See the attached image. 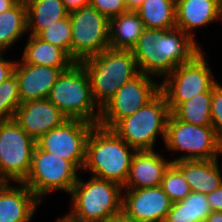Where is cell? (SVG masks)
<instances>
[{
    "label": "cell",
    "instance_id": "6da1fadb",
    "mask_svg": "<svg viewBox=\"0 0 222 222\" xmlns=\"http://www.w3.org/2000/svg\"><path fill=\"white\" fill-rule=\"evenodd\" d=\"M202 50L186 32L173 29H147L132 48L140 73L165 78L180 64L189 62Z\"/></svg>",
    "mask_w": 222,
    "mask_h": 222
},
{
    "label": "cell",
    "instance_id": "7a4b0ae2",
    "mask_svg": "<svg viewBox=\"0 0 222 222\" xmlns=\"http://www.w3.org/2000/svg\"><path fill=\"white\" fill-rule=\"evenodd\" d=\"M135 153L112 129L95 125L87 138L83 171L123 186Z\"/></svg>",
    "mask_w": 222,
    "mask_h": 222
},
{
    "label": "cell",
    "instance_id": "3957f363",
    "mask_svg": "<svg viewBox=\"0 0 222 222\" xmlns=\"http://www.w3.org/2000/svg\"><path fill=\"white\" fill-rule=\"evenodd\" d=\"M79 178L70 195L71 209L67 215L77 222H109L122 214V186L94 176Z\"/></svg>",
    "mask_w": 222,
    "mask_h": 222
},
{
    "label": "cell",
    "instance_id": "277c9868",
    "mask_svg": "<svg viewBox=\"0 0 222 222\" xmlns=\"http://www.w3.org/2000/svg\"><path fill=\"white\" fill-rule=\"evenodd\" d=\"M80 63L89 75L92 95L100 108L120 87L140 74L131 50L107 48Z\"/></svg>",
    "mask_w": 222,
    "mask_h": 222
},
{
    "label": "cell",
    "instance_id": "5b68a950",
    "mask_svg": "<svg viewBox=\"0 0 222 222\" xmlns=\"http://www.w3.org/2000/svg\"><path fill=\"white\" fill-rule=\"evenodd\" d=\"M47 99L69 119H81L98 125L101 108L92 95L89 75L81 63L63 71Z\"/></svg>",
    "mask_w": 222,
    "mask_h": 222
},
{
    "label": "cell",
    "instance_id": "8992f818",
    "mask_svg": "<svg viewBox=\"0 0 222 222\" xmlns=\"http://www.w3.org/2000/svg\"><path fill=\"white\" fill-rule=\"evenodd\" d=\"M170 109L160 91L131 115L120 119L111 129L136 151L155 150L158 135L165 140Z\"/></svg>",
    "mask_w": 222,
    "mask_h": 222
},
{
    "label": "cell",
    "instance_id": "52a82bcc",
    "mask_svg": "<svg viewBox=\"0 0 222 222\" xmlns=\"http://www.w3.org/2000/svg\"><path fill=\"white\" fill-rule=\"evenodd\" d=\"M204 52L202 49L189 62L180 64L160 82V91L165 95L171 113L181 103L212 90L218 84Z\"/></svg>",
    "mask_w": 222,
    "mask_h": 222
},
{
    "label": "cell",
    "instance_id": "ba28073f",
    "mask_svg": "<svg viewBox=\"0 0 222 222\" xmlns=\"http://www.w3.org/2000/svg\"><path fill=\"white\" fill-rule=\"evenodd\" d=\"M165 149L171 152H185L182 156L170 159L212 160L219 157V139L212 126L188 124L170 113L165 134Z\"/></svg>",
    "mask_w": 222,
    "mask_h": 222
},
{
    "label": "cell",
    "instance_id": "9c48e42d",
    "mask_svg": "<svg viewBox=\"0 0 222 222\" xmlns=\"http://www.w3.org/2000/svg\"><path fill=\"white\" fill-rule=\"evenodd\" d=\"M79 170L69 161L40 149L37 145L32 154L31 168L22 182L42 202L53 191L68 195L79 178Z\"/></svg>",
    "mask_w": 222,
    "mask_h": 222
},
{
    "label": "cell",
    "instance_id": "30bf717a",
    "mask_svg": "<svg viewBox=\"0 0 222 222\" xmlns=\"http://www.w3.org/2000/svg\"><path fill=\"white\" fill-rule=\"evenodd\" d=\"M36 141L13 119L0 122V182H23Z\"/></svg>",
    "mask_w": 222,
    "mask_h": 222
},
{
    "label": "cell",
    "instance_id": "8fae6325",
    "mask_svg": "<svg viewBox=\"0 0 222 222\" xmlns=\"http://www.w3.org/2000/svg\"><path fill=\"white\" fill-rule=\"evenodd\" d=\"M72 27L71 58L80 63L109 48V19L91 5L69 13Z\"/></svg>",
    "mask_w": 222,
    "mask_h": 222
},
{
    "label": "cell",
    "instance_id": "7c38bea8",
    "mask_svg": "<svg viewBox=\"0 0 222 222\" xmlns=\"http://www.w3.org/2000/svg\"><path fill=\"white\" fill-rule=\"evenodd\" d=\"M160 92V81L140 73L125 83L101 108L98 125L111 129L120 119L133 114Z\"/></svg>",
    "mask_w": 222,
    "mask_h": 222
},
{
    "label": "cell",
    "instance_id": "4fadbf2b",
    "mask_svg": "<svg viewBox=\"0 0 222 222\" xmlns=\"http://www.w3.org/2000/svg\"><path fill=\"white\" fill-rule=\"evenodd\" d=\"M95 124L81 119H68L36 140V145L71 162L79 171L86 160V143Z\"/></svg>",
    "mask_w": 222,
    "mask_h": 222
},
{
    "label": "cell",
    "instance_id": "5bb4252c",
    "mask_svg": "<svg viewBox=\"0 0 222 222\" xmlns=\"http://www.w3.org/2000/svg\"><path fill=\"white\" fill-rule=\"evenodd\" d=\"M172 204L161 186L122 191V214L136 222H164Z\"/></svg>",
    "mask_w": 222,
    "mask_h": 222
},
{
    "label": "cell",
    "instance_id": "9a60e30c",
    "mask_svg": "<svg viewBox=\"0 0 222 222\" xmlns=\"http://www.w3.org/2000/svg\"><path fill=\"white\" fill-rule=\"evenodd\" d=\"M68 119L48 99L23 102L14 115V120L35 141Z\"/></svg>",
    "mask_w": 222,
    "mask_h": 222
},
{
    "label": "cell",
    "instance_id": "2e32d148",
    "mask_svg": "<svg viewBox=\"0 0 222 222\" xmlns=\"http://www.w3.org/2000/svg\"><path fill=\"white\" fill-rule=\"evenodd\" d=\"M19 60L16 61L13 74L18 81L21 103L47 99L58 77L69 69L38 66Z\"/></svg>",
    "mask_w": 222,
    "mask_h": 222
},
{
    "label": "cell",
    "instance_id": "e0dca14e",
    "mask_svg": "<svg viewBox=\"0 0 222 222\" xmlns=\"http://www.w3.org/2000/svg\"><path fill=\"white\" fill-rule=\"evenodd\" d=\"M14 184L0 182V222H31L42 202L22 182Z\"/></svg>",
    "mask_w": 222,
    "mask_h": 222
},
{
    "label": "cell",
    "instance_id": "ac0fdd59",
    "mask_svg": "<svg viewBox=\"0 0 222 222\" xmlns=\"http://www.w3.org/2000/svg\"><path fill=\"white\" fill-rule=\"evenodd\" d=\"M173 162L155 150L136 151L129 174L122 189H140L161 186L165 171Z\"/></svg>",
    "mask_w": 222,
    "mask_h": 222
},
{
    "label": "cell",
    "instance_id": "d6986e66",
    "mask_svg": "<svg viewBox=\"0 0 222 222\" xmlns=\"http://www.w3.org/2000/svg\"><path fill=\"white\" fill-rule=\"evenodd\" d=\"M219 1L176 0V27L186 32L197 43L194 30L219 21Z\"/></svg>",
    "mask_w": 222,
    "mask_h": 222
},
{
    "label": "cell",
    "instance_id": "ffe728a7",
    "mask_svg": "<svg viewBox=\"0 0 222 222\" xmlns=\"http://www.w3.org/2000/svg\"><path fill=\"white\" fill-rule=\"evenodd\" d=\"M220 160H179L173 164L182 172L191 192L208 194L222 185Z\"/></svg>",
    "mask_w": 222,
    "mask_h": 222
},
{
    "label": "cell",
    "instance_id": "44dd1931",
    "mask_svg": "<svg viewBox=\"0 0 222 222\" xmlns=\"http://www.w3.org/2000/svg\"><path fill=\"white\" fill-rule=\"evenodd\" d=\"M21 60L29 64L54 68H70L75 63L62 48L31 34H29Z\"/></svg>",
    "mask_w": 222,
    "mask_h": 222
},
{
    "label": "cell",
    "instance_id": "7402d4cb",
    "mask_svg": "<svg viewBox=\"0 0 222 222\" xmlns=\"http://www.w3.org/2000/svg\"><path fill=\"white\" fill-rule=\"evenodd\" d=\"M145 29L136 11L127 10L109 19V48L132 50Z\"/></svg>",
    "mask_w": 222,
    "mask_h": 222
},
{
    "label": "cell",
    "instance_id": "603a6c76",
    "mask_svg": "<svg viewBox=\"0 0 222 222\" xmlns=\"http://www.w3.org/2000/svg\"><path fill=\"white\" fill-rule=\"evenodd\" d=\"M27 6V32L38 35L69 12L61 0H24Z\"/></svg>",
    "mask_w": 222,
    "mask_h": 222
},
{
    "label": "cell",
    "instance_id": "cb8c5ba5",
    "mask_svg": "<svg viewBox=\"0 0 222 222\" xmlns=\"http://www.w3.org/2000/svg\"><path fill=\"white\" fill-rule=\"evenodd\" d=\"M23 34H28L27 6L24 0L0 13V53L12 47Z\"/></svg>",
    "mask_w": 222,
    "mask_h": 222
},
{
    "label": "cell",
    "instance_id": "d4e9b609",
    "mask_svg": "<svg viewBox=\"0 0 222 222\" xmlns=\"http://www.w3.org/2000/svg\"><path fill=\"white\" fill-rule=\"evenodd\" d=\"M136 12L147 29L176 27V0H144Z\"/></svg>",
    "mask_w": 222,
    "mask_h": 222
},
{
    "label": "cell",
    "instance_id": "484cf974",
    "mask_svg": "<svg viewBox=\"0 0 222 222\" xmlns=\"http://www.w3.org/2000/svg\"><path fill=\"white\" fill-rule=\"evenodd\" d=\"M210 212L207 195L191 192L185 199L172 204L164 222H204Z\"/></svg>",
    "mask_w": 222,
    "mask_h": 222
},
{
    "label": "cell",
    "instance_id": "4316f807",
    "mask_svg": "<svg viewBox=\"0 0 222 222\" xmlns=\"http://www.w3.org/2000/svg\"><path fill=\"white\" fill-rule=\"evenodd\" d=\"M172 114L180 121L200 126H212L211 90L181 103Z\"/></svg>",
    "mask_w": 222,
    "mask_h": 222
},
{
    "label": "cell",
    "instance_id": "83f0119b",
    "mask_svg": "<svg viewBox=\"0 0 222 222\" xmlns=\"http://www.w3.org/2000/svg\"><path fill=\"white\" fill-rule=\"evenodd\" d=\"M40 39L62 48L71 57L72 27L69 14L49 28L42 30Z\"/></svg>",
    "mask_w": 222,
    "mask_h": 222
},
{
    "label": "cell",
    "instance_id": "f1b7e54d",
    "mask_svg": "<svg viewBox=\"0 0 222 222\" xmlns=\"http://www.w3.org/2000/svg\"><path fill=\"white\" fill-rule=\"evenodd\" d=\"M161 187L173 203L185 199L191 193L184 175L173 163L165 171Z\"/></svg>",
    "mask_w": 222,
    "mask_h": 222
},
{
    "label": "cell",
    "instance_id": "f546056e",
    "mask_svg": "<svg viewBox=\"0 0 222 222\" xmlns=\"http://www.w3.org/2000/svg\"><path fill=\"white\" fill-rule=\"evenodd\" d=\"M0 101L5 102L14 112L21 104L18 81L14 74L0 83Z\"/></svg>",
    "mask_w": 222,
    "mask_h": 222
},
{
    "label": "cell",
    "instance_id": "4dcf8cb0",
    "mask_svg": "<svg viewBox=\"0 0 222 222\" xmlns=\"http://www.w3.org/2000/svg\"><path fill=\"white\" fill-rule=\"evenodd\" d=\"M211 121L219 140L222 139V85L218 83L211 90Z\"/></svg>",
    "mask_w": 222,
    "mask_h": 222
},
{
    "label": "cell",
    "instance_id": "1f68e13d",
    "mask_svg": "<svg viewBox=\"0 0 222 222\" xmlns=\"http://www.w3.org/2000/svg\"><path fill=\"white\" fill-rule=\"evenodd\" d=\"M90 5L108 19L127 11L124 0H90Z\"/></svg>",
    "mask_w": 222,
    "mask_h": 222
},
{
    "label": "cell",
    "instance_id": "d6a6232c",
    "mask_svg": "<svg viewBox=\"0 0 222 222\" xmlns=\"http://www.w3.org/2000/svg\"><path fill=\"white\" fill-rule=\"evenodd\" d=\"M2 54L3 53H0V83L13 75L14 67L16 64V60H6Z\"/></svg>",
    "mask_w": 222,
    "mask_h": 222
},
{
    "label": "cell",
    "instance_id": "836d02e7",
    "mask_svg": "<svg viewBox=\"0 0 222 222\" xmlns=\"http://www.w3.org/2000/svg\"><path fill=\"white\" fill-rule=\"evenodd\" d=\"M211 211L222 212V185L213 192L207 194Z\"/></svg>",
    "mask_w": 222,
    "mask_h": 222
},
{
    "label": "cell",
    "instance_id": "e575fe53",
    "mask_svg": "<svg viewBox=\"0 0 222 222\" xmlns=\"http://www.w3.org/2000/svg\"><path fill=\"white\" fill-rule=\"evenodd\" d=\"M65 9L70 13L74 10L90 5V0H61Z\"/></svg>",
    "mask_w": 222,
    "mask_h": 222
},
{
    "label": "cell",
    "instance_id": "d590c367",
    "mask_svg": "<svg viewBox=\"0 0 222 222\" xmlns=\"http://www.w3.org/2000/svg\"><path fill=\"white\" fill-rule=\"evenodd\" d=\"M15 112L5 103L0 101V122L13 119Z\"/></svg>",
    "mask_w": 222,
    "mask_h": 222
},
{
    "label": "cell",
    "instance_id": "8d00e7d4",
    "mask_svg": "<svg viewBox=\"0 0 222 222\" xmlns=\"http://www.w3.org/2000/svg\"><path fill=\"white\" fill-rule=\"evenodd\" d=\"M23 0H0V13H3L13 7L16 3Z\"/></svg>",
    "mask_w": 222,
    "mask_h": 222
},
{
    "label": "cell",
    "instance_id": "74e56055",
    "mask_svg": "<svg viewBox=\"0 0 222 222\" xmlns=\"http://www.w3.org/2000/svg\"><path fill=\"white\" fill-rule=\"evenodd\" d=\"M144 0H124L125 7L127 10L136 11L139 8Z\"/></svg>",
    "mask_w": 222,
    "mask_h": 222
},
{
    "label": "cell",
    "instance_id": "f35d334b",
    "mask_svg": "<svg viewBox=\"0 0 222 222\" xmlns=\"http://www.w3.org/2000/svg\"><path fill=\"white\" fill-rule=\"evenodd\" d=\"M206 222H222V212L211 211L207 217Z\"/></svg>",
    "mask_w": 222,
    "mask_h": 222
},
{
    "label": "cell",
    "instance_id": "ab89813d",
    "mask_svg": "<svg viewBox=\"0 0 222 222\" xmlns=\"http://www.w3.org/2000/svg\"><path fill=\"white\" fill-rule=\"evenodd\" d=\"M109 222H136L134 220L128 219L123 214L113 217Z\"/></svg>",
    "mask_w": 222,
    "mask_h": 222
},
{
    "label": "cell",
    "instance_id": "60d3db41",
    "mask_svg": "<svg viewBox=\"0 0 222 222\" xmlns=\"http://www.w3.org/2000/svg\"><path fill=\"white\" fill-rule=\"evenodd\" d=\"M56 222H77V221L73 220L67 214H65V216H62L61 218H57Z\"/></svg>",
    "mask_w": 222,
    "mask_h": 222
},
{
    "label": "cell",
    "instance_id": "b9f144b4",
    "mask_svg": "<svg viewBox=\"0 0 222 222\" xmlns=\"http://www.w3.org/2000/svg\"><path fill=\"white\" fill-rule=\"evenodd\" d=\"M218 18H219V21L222 20V0L219 1Z\"/></svg>",
    "mask_w": 222,
    "mask_h": 222
},
{
    "label": "cell",
    "instance_id": "7bdbcfd3",
    "mask_svg": "<svg viewBox=\"0 0 222 222\" xmlns=\"http://www.w3.org/2000/svg\"><path fill=\"white\" fill-rule=\"evenodd\" d=\"M222 155V139L219 140V156Z\"/></svg>",
    "mask_w": 222,
    "mask_h": 222
}]
</instances>
